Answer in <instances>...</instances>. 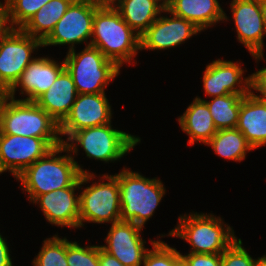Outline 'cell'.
<instances>
[{
    "instance_id": "1",
    "label": "cell",
    "mask_w": 266,
    "mask_h": 266,
    "mask_svg": "<svg viewBox=\"0 0 266 266\" xmlns=\"http://www.w3.org/2000/svg\"><path fill=\"white\" fill-rule=\"evenodd\" d=\"M62 152L69 153L63 143L53 147L16 177L21 187L28 192L30 202L39 195L70 187L81 174L89 173L80 167L71 153L60 156Z\"/></svg>"
},
{
    "instance_id": "2",
    "label": "cell",
    "mask_w": 266,
    "mask_h": 266,
    "mask_svg": "<svg viewBox=\"0 0 266 266\" xmlns=\"http://www.w3.org/2000/svg\"><path fill=\"white\" fill-rule=\"evenodd\" d=\"M88 46L98 48L120 68L125 62L130 64L140 50V36L110 2H104L95 11Z\"/></svg>"
},
{
    "instance_id": "3",
    "label": "cell",
    "mask_w": 266,
    "mask_h": 266,
    "mask_svg": "<svg viewBox=\"0 0 266 266\" xmlns=\"http://www.w3.org/2000/svg\"><path fill=\"white\" fill-rule=\"evenodd\" d=\"M115 176L120 187L121 221L143 227L165 195L164 185L160 179H149L126 168Z\"/></svg>"
},
{
    "instance_id": "4",
    "label": "cell",
    "mask_w": 266,
    "mask_h": 266,
    "mask_svg": "<svg viewBox=\"0 0 266 266\" xmlns=\"http://www.w3.org/2000/svg\"><path fill=\"white\" fill-rule=\"evenodd\" d=\"M178 219L179 224L169 235L188 242L192 247L189 253L222 254L237 240L233 228L213 214L196 212Z\"/></svg>"
},
{
    "instance_id": "5",
    "label": "cell",
    "mask_w": 266,
    "mask_h": 266,
    "mask_svg": "<svg viewBox=\"0 0 266 266\" xmlns=\"http://www.w3.org/2000/svg\"><path fill=\"white\" fill-rule=\"evenodd\" d=\"M140 141L139 137L113 129L109 123L76 131L63 144L74 155L80 145L88 158L110 162L122 158Z\"/></svg>"
},
{
    "instance_id": "6",
    "label": "cell",
    "mask_w": 266,
    "mask_h": 266,
    "mask_svg": "<svg viewBox=\"0 0 266 266\" xmlns=\"http://www.w3.org/2000/svg\"><path fill=\"white\" fill-rule=\"evenodd\" d=\"M0 134L61 138L62 142L64 141L60 137L59 123L44 109L34 101L15 100L6 94L1 113Z\"/></svg>"
},
{
    "instance_id": "7",
    "label": "cell",
    "mask_w": 266,
    "mask_h": 266,
    "mask_svg": "<svg viewBox=\"0 0 266 266\" xmlns=\"http://www.w3.org/2000/svg\"><path fill=\"white\" fill-rule=\"evenodd\" d=\"M64 64L78 94L105 93L104 88L120 72V68L98 48L88 45L80 53L75 49L68 51Z\"/></svg>"
},
{
    "instance_id": "8",
    "label": "cell",
    "mask_w": 266,
    "mask_h": 266,
    "mask_svg": "<svg viewBox=\"0 0 266 266\" xmlns=\"http://www.w3.org/2000/svg\"><path fill=\"white\" fill-rule=\"evenodd\" d=\"M108 182H93L82 190L79 202L80 227L83 222L116 223L121 221L120 187L115 175L102 176Z\"/></svg>"
},
{
    "instance_id": "9",
    "label": "cell",
    "mask_w": 266,
    "mask_h": 266,
    "mask_svg": "<svg viewBox=\"0 0 266 266\" xmlns=\"http://www.w3.org/2000/svg\"><path fill=\"white\" fill-rule=\"evenodd\" d=\"M103 3L100 0H74L42 42V47L70 44L68 51H71L74 50V44L87 42L92 36L95 11Z\"/></svg>"
},
{
    "instance_id": "10",
    "label": "cell",
    "mask_w": 266,
    "mask_h": 266,
    "mask_svg": "<svg viewBox=\"0 0 266 266\" xmlns=\"http://www.w3.org/2000/svg\"><path fill=\"white\" fill-rule=\"evenodd\" d=\"M62 143L61 138L0 134V173L8 170L16 178L28 166Z\"/></svg>"
},
{
    "instance_id": "11",
    "label": "cell",
    "mask_w": 266,
    "mask_h": 266,
    "mask_svg": "<svg viewBox=\"0 0 266 266\" xmlns=\"http://www.w3.org/2000/svg\"><path fill=\"white\" fill-rule=\"evenodd\" d=\"M42 42L26 34L21 28H12L0 40V86L7 92L34 59L31 53Z\"/></svg>"
},
{
    "instance_id": "12",
    "label": "cell",
    "mask_w": 266,
    "mask_h": 266,
    "mask_svg": "<svg viewBox=\"0 0 266 266\" xmlns=\"http://www.w3.org/2000/svg\"><path fill=\"white\" fill-rule=\"evenodd\" d=\"M95 177L93 173L81 174L80 178L72 186L39 195L32 202L39 203L49 223L60 227L79 228L80 195H76L74 192L76 188L80 189L81 185Z\"/></svg>"
},
{
    "instance_id": "13",
    "label": "cell",
    "mask_w": 266,
    "mask_h": 266,
    "mask_svg": "<svg viewBox=\"0 0 266 266\" xmlns=\"http://www.w3.org/2000/svg\"><path fill=\"white\" fill-rule=\"evenodd\" d=\"M111 106L105 93L78 94L71 111L59 124L60 135L67 139L76 131L111 123Z\"/></svg>"
},
{
    "instance_id": "14",
    "label": "cell",
    "mask_w": 266,
    "mask_h": 266,
    "mask_svg": "<svg viewBox=\"0 0 266 266\" xmlns=\"http://www.w3.org/2000/svg\"><path fill=\"white\" fill-rule=\"evenodd\" d=\"M238 41L257 60L263 58V37L266 35L259 0H233L230 4Z\"/></svg>"
},
{
    "instance_id": "15",
    "label": "cell",
    "mask_w": 266,
    "mask_h": 266,
    "mask_svg": "<svg viewBox=\"0 0 266 266\" xmlns=\"http://www.w3.org/2000/svg\"><path fill=\"white\" fill-rule=\"evenodd\" d=\"M143 227L128 221L112 223L101 248L124 266H141L148 248L140 235Z\"/></svg>"
},
{
    "instance_id": "16",
    "label": "cell",
    "mask_w": 266,
    "mask_h": 266,
    "mask_svg": "<svg viewBox=\"0 0 266 266\" xmlns=\"http://www.w3.org/2000/svg\"><path fill=\"white\" fill-rule=\"evenodd\" d=\"M159 16L140 36V50H165L178 46L201 30L192 22L171 14Z\"/></svg>"
},
{
    "instance_id": "17",
    "label": "cell",
    "mask_w": 266,
    "mask_h": 266,
    "mask_svg": "<svg viewBox=\"0 0 266 266\" xmlns=\"http://www.w3.org/2000/svg\"><path fill=\"white\" fill-rule=\"evenodd\" d=\"M243 73L238 63L220 59L213 61L206 66L203 75L206 95L214 98L227 94H249L250 76L243 79Z\"/></svg>"
},
{
    "instance_id": "18",
    "label": "cell",
    "mask_w": 266,
    "mask_h": 266,
    "mask_svg": "<svg viewBox=\"0 0 266 266\" xmlns=\"http://www.w3.org/2000/svg\"><path fill=\"white\" fill-rule=\"evenodd\" d=\"M64 68V61L60 65L48 57L34 58L15 84L6 92V95L14 99L16 89L20 86L21 94L25 93L28 96L21 100L35 101L50 88Z\"/></svg>"
},
{
    "instance_id": "19",
    "label": "cell",
    "mask_w": 266,
    "mask_h": 266,
    "mask_svg": "<svg viewBox=\"0 0 266 266\" xmlns=\"http://www.w3.org/2000/svg\"><path fill=\"white\" fill-rule=\"evenodd\" d=\"M77 95L72 77L64 68L50 88L34 102L60 124L71 111Z\"/></svg>"
},
{
    "instance_id": "20",
    "label": "cell",
    "mask_w": 266,
    "mask_h": 266,
    "mask_svg": "<svg viewBox=\"0 0 266 266\" xmlns=\"http://www.w3.org/2000/svg\"><path fill=\"white\" fill-rule=\"evenodd\" d=\"M165 7L164 12L192 22L201 31L228 18L218 0H171Z\"/></svg>"
},
{
    "instance_id": "21",
    "label": "cell",
    "mask_w": 266,
    "mask_h": 266,
    "mask_svg": "<svg viewBox=\"0 0 266 266\" xmlns=\"http://www.w3.org/2000/svg\"><path fill=\"white\" fill-rule=\"evenodd\" d=\"M253 149L266 145V101L251 92L241 101L236 127Z\"/></svg>"
},
{
    "instance_id": "22",
    "label": "cell",
    "mask_w": 266,
    "mask_h": 266,
    "mask_svg": "<svg viewBox=\"0 0 266 266\" xmlns=\"http://www.w3.org/2000/svg\"><path fill=\"white\" fill-rule=\"evenodd\" d=\"M161 0H112L110 3L120 13L123 20L141 36L164 12Z\"/></svg>"
},
{
    "instance_id": "23",
    "label": "cell",
    "mask_w": 266,
    "mask_h": 266,
    "mask_svg": "<svg viewBox=\"0 0 266 266\" xmlns=\"http://www.w3.org/2000/svg\"><path fill=\"white\" fill-rule=\"evenodd\" d=\"M182 131L189 135L188 143L195 142L204 145L215 135L217 129L207 104L195 98L182 116L178 118Z\"/></svg>"
},
{
    "instance_id": "24",
    "label": "cell",
    "mask_w": 266,
    "mask_h": 266,
    "mask_svg": "<svg viewBox=\"0 0 266 266\" xmlns=\"http://www.w3.org/2000/svg\"><path fill=\"white\" fill-rule=\"evenodd\" d=\"M74 0H50L21 28L26 34L43 42Z\"/></svg>"
},
{
    "instance_id": "25",
    "label": "cell",
    "mask_w": 266,
    "mask_h": 266,
    "mask_svg": "<svg viewBox=\"0 0 266 266\" xmlns=\"http://www.w3.org/2000/svg\"><path fill=\"white\" fill-rule=\"evenodd\" d=\"M206 145H210L220 157L239 162L245 159L246 152L253 150L237 128L217 130Z\"/></svg>"
},
{
    "instance_id": "26",
    "label": "cell",
    "mask_w": 266,
    "mask_h": 266,
    "mask_svg": "<svg viewBox=\"0 0 266 266\" xmlns=\"http://www.w3.org/2000/svg\"><path fill=\"white\" fill-rule=\"evenodd\" d=\"M247 94H227L214 97L211 101L203 100L211 113L217 130L236 128L238 124L241 101Z\"/></svg>"
},
{
    "instance_id": "27",
    "label": "cell",
    "mask_w": 266,
    "mask_h": 266,
    "mask_svg": "<svg viewBox=\"0 0 266 266\" xmlns=\"http://www.w3.org/2000/svg\"><path fill=\"white\" fill-rule=\"evenodd\" d=\"M38 256L33 260V266H68L66 261V238H47Z\"/></svg>"
},
{
    "instance_id": "28",
    "label": "cell",
    "mask_w": 266,
    "mask_h": 266,
    "mask_svg": "<svg viewBox=\"0 0 266 266\" xmlns=\"http://www.w3.org/2000/svg\"><path fill=\"white\" fill-rule=\"evenodd\" d=\"M50 0H7L12 28H22Z\"/></svg>"
},
{
    "instance_id": "29",
    "label": "cell",
    "mask_w": 266,
    "mask_h": 266,
    "mask_svg": "<svg viewBox=\"0 0 266 266\" xmlns=\"http://www.w3.org/2000/svg\"><path fill=\"white\" fill-rule=\"evenodd\" d=\"M152 250L145 254L143 266H176L181 253L163 241L151 240Z\"/></svg>"
},
{
    "instance_id": "30",
    "label": "cell",
    "mask_w": 266,
    "mask_h": 266,
    "mask_svg": "<svg viewBox=\"0 0 266 266\" xmlns=\"http://www.w3.org/2000/svg\"><path fill=\"white\" fill-rule=\"evenodd\" d=\"M66 261L68 266H99V246L85 248L66 238Z\"/></svg>"
},
{
    "instance_id": "31",
    "label": "cell",
    "mask_w": 266,
    "mask_h": 266,
    "mask_svg": "<svg viewBox=\"0 0 266 266\" xmlns=\"http://www.w3.org/2000/svg\"><path fill=\"white\" fill-rule=\"evenodd\" d=\"M255 262L242 247L240 238L221 254V266H255Z\"/></svg>"
},
{
    "instance_id": "32",
    "label": "cell",
    "mask_w": 266,
    "mask_h": 266,
    "mask_svg": "<svg viewBox=\"0 0 266 266\" xmlns=\"http://www.w3.org/2000/svg\"><path fill=\"white\" fill-rule=\"evenodd\" d=\"M181 258L188 266H221V254L189 253Z\"/></svg>"
},
{
    "instance_id": "33",
    "label": "cell",
    "mask_w": 266,
    "mask_h": 266,
    "mask_svg": "<svg viewBox=\"0 0 266 266\" xmlns=\"http://www.w3.org/2000/svg\"><path fill=\"white\" fill-rule=\"evenodd\" d=\"M250 89L260 92V95H255L254 92L251 93L264 101H266V68H262L250 75Z\"/></svg>"
},
{
    "instance_id": "34",
    "label": "cell",
    "mask_w": 266,
    "mask_h": 266,
    "mask_svg": "<svg viewBox=\"0 0 266 266\" xmlns=\"http://www.w3.org/2000/svg\"><path fill=\"white\" fill-rule=\"evenodd\" d=\"M4 1L5 4L0 2V40L12 29L9 22L8 3L7 0Z\"/></svg>"
},
{
    "instance_id": "35",
    "label": "cell",
    "mask_w": 266,
    "mask_h": 266,
    "mask_svg": "<svg viewBox=\"0 0 266 266\" xmlns=\"http://www.w3.org/2000/svg\"><path fill=\"white\" fill-rule=\"evenodd\" d=\"M6 240L0 234V266H13Z\"/></svg>"
},
{
    "instance_id": "36",
    "label": "cell",
    "mask_w": 266,
    "mask_h": 266,
    "mask_svg": "<svg viewBox=\"0 0 266 266\" xmlns=\"http://www.w3.org/2000/svg\"><path fill=\"white\" fill-rule=\"evenodd\" d=\"M99 266H124L114 256L110 255L99 246Z\"/></svg>"
},
{
    "instance_id": "37",
    "label": "cell",
    "mask_w": 266,
    "mask_h": 266,
    "mask_svg": "<svg viewBox=\"0 0 266 266\" xmlns=\"http://www.w3.org/2000/svg\"><path fill=\"white\" fill-rule=\"evenodd\" d=\"M259 4L262 11V16L264 19L265 29H266V0H259Z\"/></svg>"
},
{
    "instance_id": "38",
    "label": "cell",
    "mask_w": 266,
    "mask_h": 266,
    "mask_svg": "<svg viewBox=\"0 0 266 266\" xmlns=\"http://www.w3.org/2000/svg\"><path fill=\"white\" fill-rule=\"evenodd\" d=\"M255 266H266V255H263L262 257H258L255 262Z\"/></svg>"
},
{
    "instance_id": "39",
    "label": "cell",
    "mask_w": 266,
    "mask_h": 266,
    "mask_svg": "<svg viewBox=\"0 0 266 266\" xmlns=\"http://www.w3.org/2000/svg\"><path fill=\"white\" fill-rule=\"evenodd\" d=\"M4 105V95L0 97V122H1V113Z\"/></svg>"
},
{
    "instance_id": "40",
    "label": "cell",
    "mask_w": 266,
    "mask_h": 266,
    "mask_svg": "<svg viewBox=\"0 0 266 266\" xmlns=\"http://www.w3.org/2000/svg\"><path fill=\"white\" fill-rule=\"evenodd\" d=\"M176 266H188L187 263L181 258L178 262Z\"/></svg>"
},
{
    "instance_id": "41",
    "label": "cell",
    "mask_w": 266,
    "mask_h": 266,
    "mask_svg": "<svg viewBox=\"0 0 266 266\" xmlns=\"http://www.w3.org/2000/svg\"><path fill=\"white\" fill-rule=\"evenodd\" d=\"M5 94H6V91L0 86V97Z\"/></svg>"
},
{
    "instance_id": "42",
    "label": "cell",
    "mask_w": 266,
    "mask_h": 266,
    "mask_svg": "<svg viewBox=\"0 0 266 266\" xmlns=\"http://www.w3.org/2000/svg\"><path fill=\"white\" fill-rule=\"evenodd\" d=\"M163 1V3L166 5L168 2H170L171 0H161Z\"/></svg>"
},
{
    "instance_id": "43",
    "label": "cell",
    "mask_w": 266,
    "mask_h": 266,
    "mask_svg": "<svg viewBox=\"0 0 266 266\" xmlns=\"http://www.w3.org/2000/svg\"><path fill=\"white\" fill-rule=\"evenodd\" d=\"M102 2H111L112 0H100Z\"/></svg>"
}]
</instances>
